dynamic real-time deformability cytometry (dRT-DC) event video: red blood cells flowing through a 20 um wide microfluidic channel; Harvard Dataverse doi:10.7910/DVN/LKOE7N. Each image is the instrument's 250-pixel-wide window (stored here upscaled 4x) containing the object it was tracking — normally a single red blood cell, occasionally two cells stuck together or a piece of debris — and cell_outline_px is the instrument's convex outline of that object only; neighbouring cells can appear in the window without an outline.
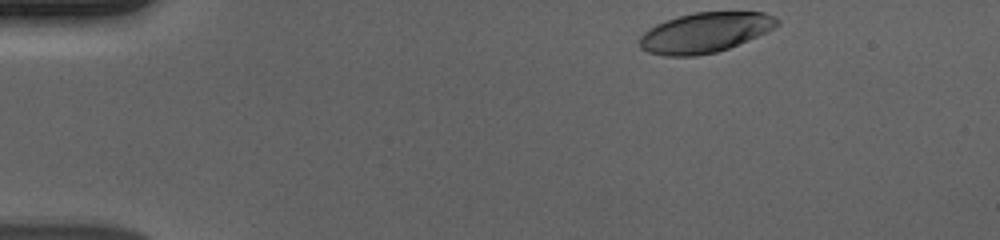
{"species": "human", "species_latin": "Homo sapiens", "temperature_condition": "cold", "stored_images_in_passage": 49, "camera_frame_rate_fps": 3000, "um_per_image_px": 0.085, "donor": {"sex": "male"}, "frame": {"image": 1, "passage_image": 1, "time_ms": 0.0, "image_size_px": [1000, 240], "cell_outline_px": [[780, 24], [748, 40], [728, 48], [716, 52], [696, 56], [664, 56], [648, 52], [640, 48], [640, 36], [648, 28], [656, 24], [680, 16], [696, 12], [764, 12], [780, 20]], "centroid_in_image_um": [59.9, 2.77], "position_along_channel_um": 25.1, "area_um2": 31.79}}
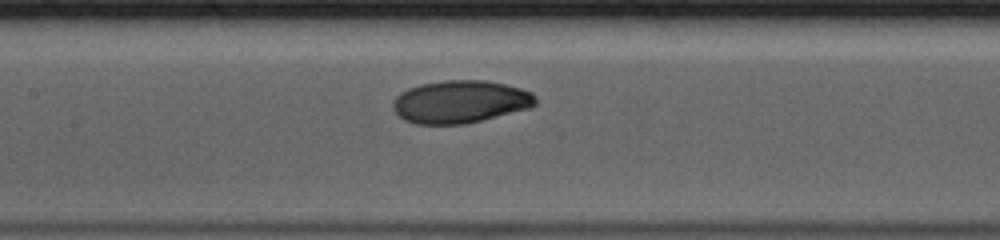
{"frame": {"image": 2, "passage_image": 20, "time_ms": 6.333, "image_size_px": [1000, 240], "cell_outline_px": [[536, 104], [532, 108], [464, 124], [416, 124], [404, 120], [392, 108], [392, 100], [400, 92], [408, 88], [420, 84], [444, 80], [484, 80], [504, 84], [520, 88], [532, 92], [536, 96]], "centroid_in_image_um": [39.12, 8.64], "position_along_channel_um": 168.3, "area_um2": 35.66}}
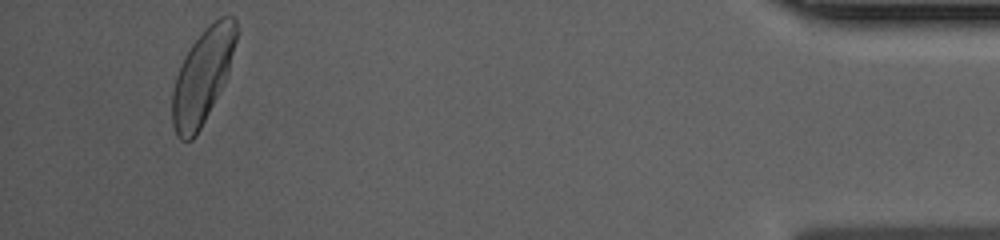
{"frame": {"image": 3, "passage_image": 46, "time_ms": 15.0, "image_size_px": [1000, 240], "cell_outline_px": [[236, 40], [228, 76], [224, 84], [196, 136], [192, 140], [180, 140], [176, 136], [172, 124], [172, 92], [176, 76], [180, 64], [184, 56], [192, 44], [204, 28], [208, 24], [220, 16], [232, 16], [236, 20]], "centroid_in_image_um": [17.2, 6.49], "position_along_channel_um": 418.0, "area_um2": 35.2}, "authors_computed_cell_mechanics": {"area_um2": 34.9112, "velocity_mm_per_s": 3.6489, "shape_relaxation_time_tau1_ms": 2.4124, "shape_relaxation_time_tau2_ms": null, "deformation_change_tau1": 0.135, "deformation_change_tau2": null}}